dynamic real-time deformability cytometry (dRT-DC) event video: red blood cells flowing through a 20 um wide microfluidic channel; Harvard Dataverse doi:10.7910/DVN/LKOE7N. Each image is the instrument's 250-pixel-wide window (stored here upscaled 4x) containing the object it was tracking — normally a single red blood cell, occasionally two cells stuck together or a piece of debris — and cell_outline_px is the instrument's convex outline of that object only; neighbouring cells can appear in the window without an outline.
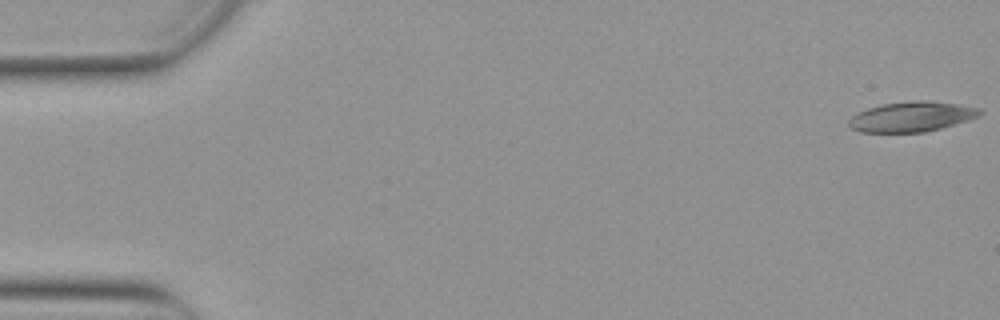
{"species": "Egyptian fruit bat (a non-hibernating species)", "species_latin": "Rousettus aegyptiacus", "temperature_condition": "warm", "stored_images_in_passage": 8, "camera_frame_rate_fps": 3000, "um_per_image_px": 0.085, "animal": {"sex": "female"}, "frame": {"image": 1, "passage_image": 1, "time_ms": 0.0, "image_size_px": [1000, 320], "cell_outline_px": [[980, 116], [968, 120], [940, 128], [924, 132], [860, 132], [852, 128], [848, 124], [848, 120], [852, 116], [868, 108], [884, 104], [912, 100], [928, 100], [956, 104], [980, 108]], "centroid_in_image_um": [77.49, 9.91], "position_along_channel_um": 7.5, "area_um2": 22.72}}